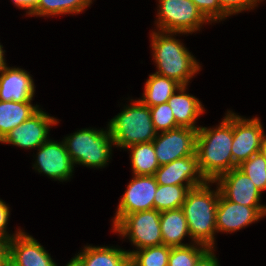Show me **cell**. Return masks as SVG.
Wrapping results in <instances>:
<instances>
[{
  "label": "cell",
  "instance_id": "6da1fadb",
  "mask_svg": "<svg viewBox=\"0 0 266 266\" xmlns=\"http://www.w3.org/2000/svg\"><path fill=\"white\" fill-rule=\"evenodd\" d=\"M219 126L198 129L196 155L199 169L207 181H215L233 169V112L227 111Z\"/></svg>",
  "mask_w": 266,
  "mask_h": 266
},
{
  "label": "cell",
  "instance_id": "7a4b0ae2",
  "mask_svg": "<svg viewBox=\"0 0 266 266\" xmlns=\"http://www.w3.org/2000/svg\"><path fill=\"white\" fill-rule=\"evenodd\" d=\"M210 183L212 181L190 189L181 209L187 220L191 242L214 248L220 190L218 186L211 190Z\"/></svg>",
  "mask_w": 266,
  "mask_h": 266
},
{
  "label": "cell",
  "instance_id": "3957f363",
  "mask_svg": "<svg viewBox=\"0 0 266 266\" xmlns=\"http://www.w3.org/2000/svg\"><path fill=\"white\" fill-rule=\"evenodd\" d=\"M173 33L152 31L151 47L158 75L175 80L181 86H188L189 80L200 71L201 66L189 50L174 38Z\"/></svg>",
  "mask_w": 266,
  "mask_h": 266
},
{
  "label": "cell",
  "instance_id": "277c9868",
  "mask_svg": "<svg viewBox=\"0 0 266 266\" xmlns=\"http://www.w3.org/2000/svg\"><path fill=\"white\" fill-rule=\"evenodd\" d=\"M114 146L126 149L139 143L152 142L157 136L151 112L139 99L117 114L108 123Z\"/></svg>",
  "mask_w": 266,
  "mask_h": 266
},
{
  "label": "cell",
  "instance_id": "5b68a950",
  "mask_svg": "<svg viewBox=\"0 0 266 266\" xmlns=\"http://www.w3.org/2000/svg\"><path fill=\"white\" fill-rule=\"evenodd\" d=\"M63 143L72 162L91 168H104L112 154L110 129L84 128L64 137Z\"/></svg>",
  "mask_w": 266,
  "mask_h": 266
},
{
  "label": "cell",
  "instance_id": "8992f818",
  "mask_svg": "<svg viewBox=\"0 0 266 266\" xmlns=\"http://www.w3.org/2000/svg\"><path fill=\"white\" fill-rule=\"evenodd\" d=\"M158 31L191 34L210 23L191 0H159Z\"/></svg>",
  "mask_w": 266,
  "mask_h": 266
},
{
  "label": "cell",
  "instance_id": "52a82bcc",
  "mask_svg": "<svg viewBox=\"0 0 266 266\" xmlns=\"http://www.w3.org/2000/svg\"><path fill=\"white\" fill-rule=\"evenodd\" d=\"M112 230L128 237L137 250L163 244L160 212L155 209L127 214Z\"/></svg>",
  "mask_w": 266,
  "mask_h": 266
},
{
  "label": "cell",
  "instance_id": "ba28073f",
  "mask_svg": "<svg viewBox=\"0 0 266 266\" xmlns=\"http://www.w3.org/2000/svg\"><path fill=\"white\" fill-rule=\"evenodd\" d=\"M264 129L259 118L246 119L233 112V168L240 166L252 155L261 152Z\"/></svg>",
  "mask_w": 266,
  "mask_h": 266
},
{
  "label": "cell",
  "instance_id": "9c48e42d",
  "mask_svg": "<svg viewBox=\"0 0 266 266\" xmlns=\"http://www.w3.org/2000/svg\"><path fill=\"white\" fill-rule=\"evenodd\" d=\"M158 184L154 175H133L122 195L116 215L113 218V228L130 213L154 209V197Z\"/></svg>",
  "mask_w": 266,
  "mask_h": 266
},
{
  "label": "cell",
  "instance_id": "30bf717a",
  "mask_svg": "<svg viewBox=\"0 0 266 266\" xmlns=\"http://www.w3.org/2000/svg\"><path fill=\"white\" fill-rule=\"evenodd\" d=\"M198 130L189 127H177L157 133L152 141L159 165L196 154Z\"/></svg>",
  "mask_w": 266,
  "mask_h": 266
},
{
  "label": "cell",
  "instance_id": "8fae6325",
  "mask_svg": "<svg viewBox=\"0 0 266 266\" xmlns=\"http://www.w3.org/2000/svg\"><path fill=\"white\" fill-rule=\"evenodd\" d=\"M59 122L55 117L39 109L21 125L10 131L0 143L33 149L40 147L49 139V129Z\"/></svg>",
  "mask_w": 266,
  "mask_h": 266
},
{
  "label": "cell",
  "instance_id": "7c38bea8",
  "mask_svg": "<svg viewBox=\"0 0 266 266\" xmlns=\"http://www.w3.org/2000/svg\"><path fill=\"white\" fill-rule=\"evenodd\" d=\"M37 157L33 165L39 173L43 172L55 181H67L74 171V163L62 142L48 139L37 148Z\"/></svg>",
  "mask_w": 266,
  "mask_h": 266
},
{
  "label": "cell",
  "instance_id": "4fadbf2b",
  "mask_svg": "<svg viewBox=\"0 0 266 266\" xmlns=\"http://www.w3.org/2000/svg\"><path fill=\"white\" fill-rule=\"evenodd\" d=\"M212 183H217L220 194L229 201L250 207H266L260 203L261 192L238 167L222 174Z\"/></svg>",
  "mask_w": 266,
  "mask_h": 266
},
{
  "label": "cell",
  "instance_id": "5bb4252c",
  "mask_svg": "<svg viewBox=\"0 0 266 266\" xmlns=\"http://www.w3.org/2000/svg\"><path fill=\"white\" fill-rule=\"evenodd\" d=\"M266 216V207L237 204L219 195L216 228L218 232L233 233Z\"/></svg>",
  "mask_w": 266,
  "mask_h": 266
},
{
  "label": "cell",
  "instance_id": "9a60e30c",
  "mask_svg": "<svg viewBox=\"0 0 266 266\" xmlns=\"http://www.w3.org/2000/svg\"><path fill=\"white\" fill-rule=\"evenodd\" d=\"M154 176L159 185H186L190 189L207 182L199 169L196 154L160 165Z\"/></svg>",
  "mask_w": 266,
  "mask_h": 266
},
{
  "label": "cell",
  "instance_id": "2e32d148",
  "mask_svg": "<svg viewBox=\"0 0 266 266\" xmlns=\"http://www.w3.org/2000/svg\"><path fill=\"white\" fill-rule=\"evenodd\" d=\"M8 243V266H57L48 251L23 230Z\"/></svg>",
  "mask_w": 266,
  "mask_h": 266
},
{
  "label": "cell",
  "instance_id": "e0dca14e",
  "mask_svg": "<svg viewBox=\"0 0 266 266\" xmlns=\"http://www.w3.org/2000/svg\"><path fill=\"white\" fill-rule=\"evenodd\" d=\"M35 85L29 72L7 64L0 70V101L31 102Z\"/></svg>",
  "mask_w": 266,
  "mask_h": 266
},
{
  "label": "cell",
  "instance_id": "ac0fdd59",
  "mask_svg": "<svg viewBox=\"0 0 266 266\" xmlns=\"http://www.w3.org/2000/svg\"><path fill=\"white\" fill-rule=\"evenodd\" d=\"M186 89L187 86H180L167 103L171 107L175 121L180 127L198 130L200 127H197L195 121L204 113V105L198 98L188 94Z\"/></svg>",
  "mask_w": 266,
  "mask_h": 266
},
{
  "label": "cell",
  "instance_id": "d6986e66",
  "mask_svg": "<svg viewBox=\"0 0 266 266\" xmlns=\"http://www.w3.org/2000/svg\"><path fill=\"white\" fill-rule=\"evenodd\" d=\"M74 258L81 266H125L129 253L121 248L87 245Z\"/></svg>",
  "mask_w": 266,
  "mask_h": 266
},
{
  "label": "cell",
  "instance_id": "ffe728a7",
  "mask_svg": "<svg viewBox=\"0 0 266 266\" xmlns=\"http://www.w3.org/2000/svg\"><path fill=\"white\" fill-rule=\"evenodd\" d=\"M160 228L164 245L169 247L190 245L182 243L184 237H190V234L181 208L160 212Z\"/></svg>",
  "mask_w": 266,
  "mask_h": 266
},
{
  "label": "cell",
  "instance_id": "44dd1931",
  "mask_svg": "<svg viewBox=\"0 0 266 266\" xmlns=\"http://www.w3.org/2000/svg\"><path fill=\"white\" fill-rule=\"evenodd\" d=\"M39 109L32 102L0 101V142Z\"/></svg>",
  "mask_w": 266,
  "mask_h": 266
},
{
  "label": "cell",
  "instance_id": "7402d4cb",
  "mask_svg": "<svg viewBox=\"0 0 266 266\" xmlns=\"http://www.w3.org/2000/svg\"><path fill=\"white\" fill-rule=\"evenodd\" d=\"M180 86L173 79L156 73L150 74L145 82L144 93L139 100L148 107L168 102Z\"/></svg>",
  "mask_w": 266,
  "mask_h": 266
},
{
  "label": "cell",
  "instance_id": "603a6c76",
  "mask_svg": "<svg viewBox=\"0 0 266 266\" xmlns=\"http://www.w3.org/2000/svg\"><path fill=\"white\" fill-rule=\"evenodd\" d=\"M130 149V162L133 175H155L156 170L160 167L153 142L139 143L132 145Z\"/></svg>",
  "mask_w": 266,
  "mask_h": 266
},
{
  "label": "cell",
  "instance_id": "cb8c5ba5",
  "mask_svg": "<svg viewBox=\"0 0 266 266\" xmlns=\"http://www.w3.org/2000/svg\"><path fill=\"white\" fill-rule=\"evenodd\" d=\"M92 4V0H39L30 16L50 17L62 14H80Z\"/></svg>",
  "mask_w": 266,
  "mask_h": 266
},
{
  "label": "cell",
  "instance_id": "d4e9b609",
  "mask_svg": "<svg viewBox=\"0 0 266 266\" xmlns=\"http://www.w3.org/2000/svg\"><path fill=\"white\" fill-rule=\"evenodd\" d=\"M189 190L190 188L186 185L158 184L154 197V209L162 212L181 208Z\"/></svg>",
  "mask_w": 266,
  "mask_h": 266
},
{
  "label": "cell",
  "instance_id": "484cf974",
  "mask_svg": "<svg viewBox=\"0 0 266 266\" xmlns=\"http://www.w3.org/2000/svg\"><path fill=\"white\" fill-rule=\"evenodd\" d=\"M171 247L164 244L128 251L134 266H168Z\"/></svg>",
  "mask_w": 266,
  "mask_h": 266
},
{
  "label": "cell",
  "instance_id": "4316f807",
  "mask_svg": "<svg viewBox=\"0 0 266 266\" xmlns=\"http://www.w3.org/2000/svg\"><path fill=\"white\" fill-rule=\"evenodd\" d=\"M207 249L206 245L191 242L188 246L171 247L168 266H194Z\"/></svg>",
  "mask_w": 266,
  "mask_h": 266
},
{
  "label": "cell",
  "instance_id": "83f0119b",
  "mask_svg": "<svg viewBox=\"0 0 266 266\" xmlns=\"http://www.w3.org/2000/svg\"><path fill=\"white\" fill-rule=\"evenodd\" d=\"M262 193L266 190V159L262 152L252 155L238 166Z\"/></svg>",
  "mask_w": 266,
  "mask_h": 266
},
{
  "label": "cell",
  "instance_id": "f1b7e54d",
  "mask_svg": "<svg viewBox=\"0 0 266 266\" xmlns=\"http://www.w3.org/2000/svg\"><path fill=\"white\" fill-rule=\"evenodd\" d=\"M156 132H166L180 127L173 116L172 109L167 102L149 107Z\"/></svg>",
  "mask_w": 266,
  "mask_h": 266
},
{
  "label": "cell",
  "instance_id": "f546056e",
  "mask_svg": "<svg viewBox=\"0 0 266 266\" xmlns=\"http://www.w3.org/2000/svg\"><path fill=\"white\" fill-rule=\"evenodd\" d=\"M210 22L226 19L229 15L220 7L218 0H191Z\"/></svg>",
  "mask_w": 266,
  "mask_h": 266
},
{
  "label": "cell",
  "instance_id": "4dcf8cb0",
  "mask_svg": "<svg viewBox=\"0 0 266 266\" xmlns=\"http://www.w3.org/2000/svg\"><path fill=\"white\" fill-rule=\"evenodd\" d=\"M263 0H218L220 7L229 15L251 10Z\"/></svg>",
  "mask_w": 266,
  "mask_h": 266
},
{
  "label": "cell",
  "instance_id": "1f68e13d",
  "mask_svg": "<svg viewBox=\"0 0 266 266\" xmlns=\"http://www.w3.org/2000/svg\"><path fill=\"white\" fill-rule=\"evenodd\" d=\"M10 215V208L9 205H7L3 200L0 199V239L8 242L10 241L14 236L19 234L22 230L18 229L16 230L15 234L13 235L9 234L7 231V222Z\"/></svg>",
  "mask_w": 266,
  "mask_h": 266
},
{
  "label": "cell",
  "instance_id": "d6a6232c",
  "mask_svg": "<svg viewBox=\"0 0 266 266\" xmlns=\"http://www.w3.org/2000/svg\"><path fill=\"white\" fill-rule=\"evenodd\" d=\"M215 248H208L196 261L194 266H220L216 255Z\"/></svg>",
  "mask_w": 266,
  "mask_h": 266
},
{
  "label": "cell",
  "instance_id": "836d02e7",
  "mask_svg": "<svg viewBox=\"0 0 266 266\" xmlns=\"http://www.w3.org/2000/svg\"><path fill=\"white\" fill-rule=\"evenodd\" d=\"M19 9H26V14L31 15L39 0H11Z\"/></svg>",
  "mask_w": 266,
  "mask_h": 266
},
{
  "label": "cell",
  "instance_id": "e575fe53",
  "mask_svg": "<svg viewBox=\"0 0 266 266\" xmlns=\"http://www.w3.org/2000/svg\"><path fill=\"white\" fill-rule=\"evenodd\" d=\"M0 266H8V243L0 239Z\"/></svg>",
  "mask_w": 266,
  "mask_h": 266
},
{
  "label": "cell",
  "instance_id": "d590c367",
  "mask_svg": "<svg viewBox=\"0 0 266 266\" xmlns=\"http://www.w3.org/2000/svg\"><path fill=\"white\" fill-rule=\"evenodd\" d=\"M4 54H5V50H3V46L0 43V70L6 65Z\"/></svg>",
  "mask_w": 266,
  "mask_h": 266
},
{
  "label": "cell",
  "instance_id": "8d00e7d4",
  "mask_svg": "<svg viewBox=\"0 0 266 266\" xmlns=\"http://www.w3.org/2000/svg\"><path fill=\"white\" fill-rule=\"evenodd\" d=\"M261 152L263 153V155H264V157L266 159V135H264V138H263Z\"/></svg>",
  "mask_w": 266,
  "mask_h": 266
},
{
  "label": "cell",
  "instance_id": "74e56055",
  "mask_svg": "<svg viewBox=\"0 0 266 266\" xmlns=\"http://www.w3.org/2000/svg\"><path fill=\"white\" fill-rule=\"evenodd\" d=\"M66 266H81L79 264V262L75 259V258H72L67 264Z\"/></svg>",
  "mask_w": 266,
  "mask_h": 266
},
{
  "label": "cell",
  "instance_id": "f35d334b",
  "mask_svg": "<svg viewBox=\"0 0 266 266\" xmlns=\"http://www.w3.org/2000/svg\"><path fill=\"white\" fill-rule=\"evenodd\" d=\"M125 266H134L132 262L129 260Z\"/></svg>",
  "mask_w": 266,
  "mask_h": 266
}]
</instances>
